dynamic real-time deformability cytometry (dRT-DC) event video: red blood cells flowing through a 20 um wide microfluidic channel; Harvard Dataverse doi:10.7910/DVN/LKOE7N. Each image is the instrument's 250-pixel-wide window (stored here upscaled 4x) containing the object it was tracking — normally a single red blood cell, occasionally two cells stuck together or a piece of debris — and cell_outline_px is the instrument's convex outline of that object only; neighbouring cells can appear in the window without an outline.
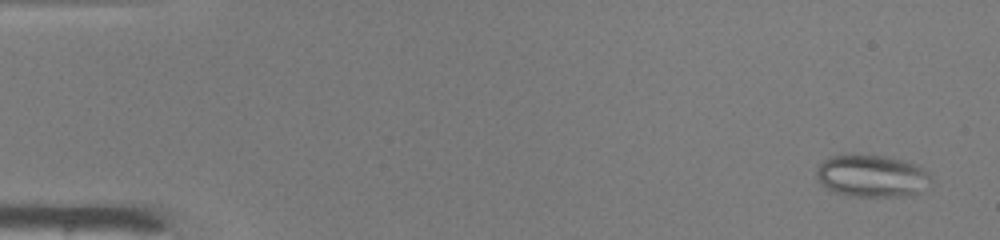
{"species": "common noctule bat (a hibernating species)", "species_latin": "Nyctalus noctula", "temperature_condition": "warm", "stored_images_in_passage": 49, "camera_frame_rate_fps": 3000, "um_per_image_px": 0.085, "animal": {"sex": "male", "body_mass_g": 19.0, "forearm_length_mm": 50.8}, "frame": {"image": 1, "passage_image": 3, "time_ms": 0.667, "image_size_px": [1000, 240], "cell_outline_px": [[932, 180], [928, 188], [912, 196], [848, 196], [836, 192], [828, 188], [816, 180], [816, 172], [820, 164], [824, 160], [832, 156], [852, 152], [884, 156], [904, 160], [920, 164], [928, 172]], "centroid_in_image_um": [74.15, 14.93], "position_along_channel_um": 10.8, "area_um2": 29.02}}
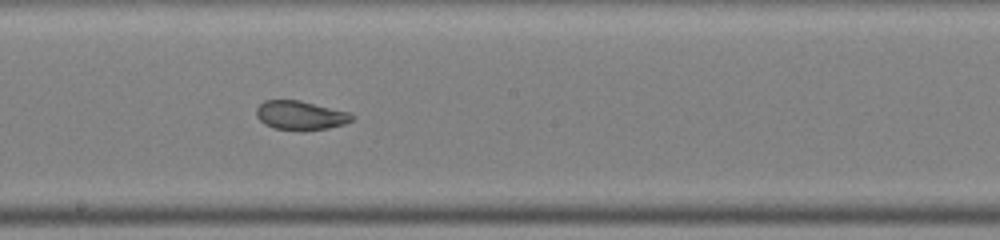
{"frame": {"image": 2, "passage_image": 28, "time_ms": 9.0, "image_size_px": [1000, 240], "cell_outline_px": [[356, 116], [352, 120], [344, 124], [328, 128], [300, 132], [272, 128], [264, 124], [256, 116], [256, 108], [264, 100], [300, 100], [348, 112]], "centroid_in_image_um": [25.52, 9.83], "position_along_channel_um": 222.7, "area_um2": 16.47}}
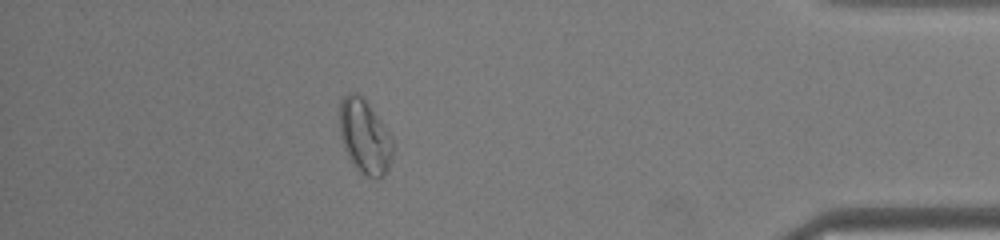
{"frame": {"image": 3, "passage_image": 44, "time_ms": 14.333, "image_size_px": [1000, 240], "cell_outline_px": [[396, 148], [388, 168], [384, 176], [380, 180], [376, 180], [364, 176], [356, 168], [348, 156], [344, 148], [340, 136], [340, 100], [348, 92], [356, 92], [368, 104], [392, 136]], "centroid_in_image_um": [31.03, 11.67], "position_along_channel_um": 404.2, "area_um2": 23.41}, "authors_computed_cell_mechanics": {"area_um2": 22.1952, "velocity_mm_per_s": 4.171, "shape_relaxation_time_tau1_ms": null, "shape_relaxation_time_tau2_ms": 0.8307, "deformation_change_tau1": null, "deformation_change_tau2": 0.0716}}